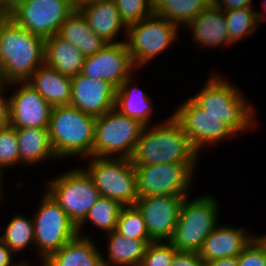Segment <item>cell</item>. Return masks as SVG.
Segmentation results:
<instances>
[{
  "label": "cell",
  "instance_id": "1",
  "mask_svg": "<svg viewBox=\"0 0 266 266\" xmlns=\"http://www.w3.org/2000/svg\"><path fill=\"white\" fill-rule=\"evenodd\" d=\"M145 126L131 158L134 166L186 163L194 172L199 153L192 146L181 124L169 115L166 120Z\"/></svg>",
  "mask_w": 266,
  "mask_h": 266
},
{
  "label": "cell",
  "instance_id": "2",
  "mask_svg": "<svg viewBox=\"0 0 266 266\" xmlns=\"http://www.w3.org/2000/svg\"><path fill=\"white\" fill-rule=\"evenodd\" d=\"M45 64V39L0 13V82H26Z\"/></svg>",
  "mask_w": 266,
  "mask_h": 266
},
{
  "label": "cell",
  "instance_id": "3",
  "mask_svg": "<svg viewBox=\"0 0 266 266\" xmlns=\"http://www.w3.org/2000/svg\"><path fill=\"white\" fill-rule=\"evenodd\" d=\"M212 75L195 95H190L191 98L205 112L218 116L237 135L253 129L257 123V110L245 98L242 90L225 76L217 73Z\"/></svg>",
  "mask_w": 266,
  "mask_h": 266
},
{
  "label": "cell",
  "instance_id": "4",
  "mask_svg": "<svg viewBox=\"0 0 266 266\" xmlns=\"http://www.w3.org/2000/svg\"><path fill=\"white\" fill-rule=\"evenodd\" d=\"M96 117L72 105L53 107L48 131L58 160L92 156Z\"/></svg>",
  "mask_w": 266,
  "mask_h": 266
},
{
  "label": "cell",
  "instance_id": "5",
  "mask_svg": "<svg viewBox=\"0 0 266 266\" xmlns=\"http://www.w3.org/2000/svg\"><path fill=\"white\" fill-rule=\"evenodd\" d=\"M191 196L182 200L178 222L169 241L178 251L198 252L219 223L221 211L216 196L208 193L193 199Z\"/></svg>",
  "mask_w": 266,
  "mask_h": 266
},
{
  "label": "cell",
  "instance_id": "6",
  "mask_svg": "<svg viewBox=\"0 0 266 266\" xmlns=\"http://www.w3.org/2000/svg\"><path fill=\"white\" fill-rule=\"evenodd\" d=\"M85 159L88 164L82 168L91 177L101 196L114 199L122 206L136 204V170L131 159L95 156Z\"/></svg>",
  "mask_w": 266,
  "mask_h": 266
},
{
  "label": "cell",
  "instance_id": "7",
  "mask_svg": "<svg viewBox=\"0 0 266 266\" xmlns=\"http://www.w3.org/2000/svg\"><path fill=\"white\" fill-rule=\"evenodd\" d=\"M180 28L171 21L152 14L127 28L125 43L134 67L144 68L153 59L172 47Z\"/></svg>",
  "mask_w": 266,
  "mask_h": 266
},
{
  "label": "cell",
  "instance_id": "8",
  "mask_svg": "<svg viewBox=\"0 0 266 266\" xmlns=\"http://www.w3.org/2000/svg\"><path fill=\"white\" fill-rule=\"evenodd\" d=\"M144 127L113 107L96 117L92 156L131 159Z\"/></svg>",
  "mask_w": 266,
  "mask_h": 266
},
{
  "label": "cell",
  "instance_id": "9",
  "mask_svg": "<svg viewBox=\"0 0 266 266\" xmlns=\"http://www.w3.org/2000/svg\"><path fill=\"white\" fill-rule=\"evenodd\" d=\"M46 191L62 207L78 227L90 208L101 197L91 177L81 167L75 166L64 174L53 176L46 182Z\"/></svg>",
  "mask_w": 266,
  "mask_h": 266
},
{
  "label": "cell",
  "instance_id": "10",
  "mask_svg": "<svg viewBox=\"0 0 266 266\" xmlns=\"http://www.w3.org/2000/svg\"><path fill=\"white\" fill-rule=\"evenodd\" d=\"M35 213L34 223L35 249L40 261H45L51 254L74 239L77 226L67 216L62 207L44 189ZM40 256V257H39Z\"/></svg>",
  "mask_w": 266,
  "mask_h": 266
},
{
  "label": "cell",
  "instance_id": "11",
  "mask_svg": "<svg viewBox=\"0 0 266 266\" xmlns=\"http://www.w3.org/2000/svg\"><path fill=\"white\" fill-rule=\"evenodd\" d=\"M74 11L73 0H19L5 14L20 27L46 39L58 34Z\"/></svg>",
  "mask_w": 266,
  "mask_h": 266
},
{
  "label": "cell",
  "instance_id": "12",
  "mask_svg": "<svg viewBox=\"0 0 266 266\" xmlns=\"http://www.w3.org/2000/svg\"><path fill=\"white\" fill-rule=\"evenodd\" d=\"M172 115L181 124L192 146L200 155L203 148L238 137L218 116L205 112L191 97L177 105Z\"/></svg>",
  "mask_w": 266,
  "mask_h": 266
},
{
  "label": "cell",
  "instance_id": "13",
  "mask_svg": "<svg viewBox=\"0 0 266 266\" xmlns=\"http://www.w3.org/2000/svg\"><path fill=\"white\" fill-rule=\"evenodd\" d=\"M138 198L152 195L189 196L195 172L186 163L135 166Z\"/></svg>",
  "mask_w": 266,
  "mask_h": 266
},
{
  "label": "cell",
  "instance_id": "14",
  "mask_svg": "<svg viewBox=\"0 0 266 266\" xmlns=\"http://www.w3.org/2000/svg\"><path fill=\"white\" fill-rule=\"evenodd\" d=\"M137 71L124 41L107 43L95 54L85 57L81 74L108 81L117 89Z\"/></svg>",
  "mask_w": 266,
  "mask_h": 266
},
{
  "label": "cell",
  "instance_id": "15",
  "mask_svg": "<svg viewBox=\"0 0 266 266\" xmlns=\"http://www.w3.org/2000/svg\"><path fill=\"white\" fill-rule=\"evenodd\" d=\"M9 125L14 128H48L52 106L27 82H12ZM16 88V90H15Z\"/></svg>",
  "mask_w": 266,
  "mask_h": 266
},
{
  "label": "cell",
  "instance_id": "16",
  "mask_svg": "<svg viewBox=\"0 0 266 266\" xmlns=\"http://www.w3.org/2000/svg\"><path fill=\"white\" fill-rule=\"evenodd\" d=\"M184 197L187 196L152 195L138 198L135 206L142 213L153 242L171 240Z\"/></svg>",
  "mask_w": 266,
  "mask_h": 266
},
{
  "label": "cell",
  "instance_id": "17",
  "mask_svg": "<svg viewBox=\"0 0 266 266\" xmlns=\"http://www.w3.org/2000/svg\"><path fill=\"white\" fill-rule=\"evenodd\" d=\"M70 105L95 117L115 107L116 88L108 81L79 73L71 77Z\"/></svg>",
  "mask_w": 266,
  "mask_h": 266
},
{
  "label": "cell",
  "instance_id": "18",
  "mask_svg": "<svg viewBox=\"0 0 266 266\" xmlns=\"http://www.w3.org/2000/svg\"><path fill=\"white\" fill-rule=\"evenodd\" d=\"M256 236L257 234L251 233L243 226L218 224L203 241L198 254L204 262L238 257Z\"/></svg>",
  "mask_w": 266,
  "mask_h": 266
},
{
  "label": "cell",
  "instance_id": "19",
  "mask_svg": "<svg viewBox=\"0 0 266 266\" xmlns=\"http://www.w3.org/2000/svg\"><path fill=\"white\" fill-rule=\"evenodd\" d=\"M191 32L192 43L202 48L230 46L224 11L212 3L203 9L186 27Z\"/></svg>",
  "mask_w": 266,
  "mask_h": 266
},
{
  "label": "cell",
  "instance_id": "20",
  "mask_svg": "<svg viewBox=\"0 0 266 266\" xmlns=\"http://www.w3.org/2000/svg\"><path fill=\"white\" fill-rule=\"evenodd\" d=\"M79 11L86 19L90 28L107 43L124 42L127 35V26L121 20L114 0H104L89 4ZM124 32V40H117L118 34Z\"/></svg>",
  "mask_w": 266,
  "mask_h": 266
},
{
  "label": "cell",
  "instance_id": "21",
  "mask_svg": "<svg viewBox=\"0 0 266 266\" xmlns=\"http://www.w3.org/2000/svg\"><path fill=\"white\" fill-rule=\"evenodd\" d=\"M97 246L90 235H77L51 254L41 266H103L102 252Z\"/></svg>",
  "mask_w": 266,
  "mask_h": 266
},
{
  "label": "cell",
  "instance_id": "22",
  "mask_svg": "<svg viewBox=\"0 0 266 266\" xmlns=\"http://www.w3.org/2000/svg\"><path fill=\"white\" fill-rule=\"evenodd\" d=\"M135 73L127 78L117 89L115 108L126 116L138 120L144 126H151L155 113L151 96L134 83Z\"/></svg>",
  "mask_w": 266,
  "mask_h": 266
},
{
  "label": "cell",
  "instance_id": "23",
  "mask_svg": "<svg viewBox=\"0 0 266 266\" xmlns=\"http://www.w3.org/2000/svg\"><path fill=\"white\" fill-rule=\"evenodd\" d=\"M26 82L52 107L70 105L71 77L59 73L56 69L43 64Z\"/></svg>",
  "mask_w": 266,
  "mask_h": 266
},
{
  "label": "cell",
  "instance_id": "24",
  "mask_svg": "<svg viewBox=\"0 0 266 266\" xmlns=\"http://www.w3.org/2000/svg\"><path fill=\"white\" fill-rule=\"evenodd\" d=\"M19 164L38 165L58 159L54 153L48 128H16Z\"/></svg>",
  "mask_w": 266,
  "mask_h": 266
},
{
  "label": "cell",
  "instance_id": "25",
  "mask_svg": "<svg viewBox=\"0 0 266 266\" xmlns=\"http://www.w3.org/2000/svg\"><path fill=\"white\" fill-rule=\"evenodd\" d=\"M104 237L107 241V254L102 251L103 266H140L148 244L153 242L130 239L115 230Z\"/></svg>",
  "mask_w": 266,
  "mask_h": 266
},
{
  "label": "cell",
  "instance_id": "26",
  "mask_svg": "<svg viewBox=\"0 0 266 266\" xmlns=\"http://www.w3.org/2000/svg\"><path fill=\"white\" fill-rule=\"evenodd\" d=\"M85 56L57 34L45 39V64L59 73L74 77L81 73Z\"/></svg>",
  "mask_w": 266,
  "mask_h": 266
},
{
  "label": "cell",
  "instance_id": "27",
  "mask_svg": "<svg viewBox=\"0 0 266 266\" xmlns=\"http://www.w3.org/2000/svg\"><path fill=\"white\" fill-rule=\"evenodd\" d=\"M78 48L85 57L91 56L107 45L88 25L79 10H75L61 25L57 34Z\"/></svg>",
  "mask_w": 266,
  "mask_h": 266
},
{
  "label": "cell",
  "instance_id": "28",
  "mask_svg": "<svg viewBox=\"0 0 266 266\" xmlns=\"http://www.w3.org/2000/svg\"><path fill=\"white\" fill-rule=\"evenodd\" d=\"M213 0H153V14L186 27Z\"/></svg>",
  "mask_w": 266,
  "mask_h": 266
},
{
  "label": "cell",
  "instance_id": "29",
  "mask_svg": "<svg viewBox=\"0 0 266 266\" xmlns=\"http://www.w3.org/2000/svg\"><path fill=\"white\" fill-rule=\"evenodd\" d=\"M0 240L16 255L22 253L25 248L35 249L34 223L32 216L26 217L17 213L5 224ZM30 246V247H29Z\"/></svg>",
  "mask_w": 266,
  "mask_h": 266
},
{
  "label": "cell",
  "instance_id": "30",
  "mask_svg": "<svg viewBox=\"0 0 266 266\" xmlns=\"http://www.w3.org/2000/svg\"><path fill=\"white\" fill-rule=\"evenodd\" d=\"M122 207L118 201L101 196L90 208L84 221L77 227L78 235H84V226L85 224L87 226L88 222L98 230L100 229L99 231L102 230L104 235L114 231Z\"/></svg>",
  "mask_w": 266,
  "mask_h": 266
},
{
  "label": "cell",
  "instance_id": "31",
  "mask_svg": "<svg viewBox=\"0 0 266 266\" xmlns=\"http://www.w3.org/2000/svg\"><path fill=\"white\" fill-rule=\"evenodd\" d=\"M255 9L257 8L246 7L224 11L231 46L256 34L261 23Z\"/></svg>",
  "mask_w": 266,
  "mask_h": 266
},
{
  "label": "cell",
  "instance_id": "32",
  "mask_svg": "<svg viewBox=\"0 0 266 266\" xmlns=\"http://www.w3.org/2000/svg\"><path fill=\"white\" fill-rule=\"evenodd\" d=\"M116 232L130 239L152 241L149 237L142 213L134 206H123L116 224Z\"/></svg>",
  "mask_w": 266,
  "mask_h": 266
},
{
  "label": "cell",
  "instance_id": "33",
  "mask_svg": "<svg viewBox=\"0 0 266 266\" xmlns=\"http://www.w3.org/2000/svg\"><path fill=\"white\" fill-rule=\"evenodd\" d=\"M19 165V145L16 128L0 127V168L5 171Z\"/></svg>",
  "mask_w": 266,
  "mask_h": 266
},
{
  "label": "cell",
  "instance_id": "34",
  "mask_svg": "<svg viewBox=\"0 0 266 266\" xmlns=\"http://www.w3.org/2000/svg\"><path fill=\"white\" fill-rule=\"evenodd\" d=\"M121 20L128 27L153 14V0H114Z\"/></svg>",
  "mask_w": 266,
  "mask_h": 266
},
{
  "label": "cell",
  "instance_id": "35",
  "mask_svg": "<svg viewBox=\"0 0 266 266\" xmlns=\"http://www.w3.org/2000/svg\"><path fill=\"white\" fill-rule=\"evenodd\" d=\"M177 251L169 241L151 242L147 246L140 266H171Z\"/></svg>",
  "mask_w": 266,
  "mask_h": 266
},
{
  "label": "cell",
  "instance_id": "36",
  "mask_svg": "<svg viewBox=\"0 0 266 266\" xmlns=\"http://www.w3.org/2000/svg\"><path fill=\"white\" fill-rule=\"evenodd\" d=\"M238 266H266V245L256 236L237 257Z\"/></svg>",
  "mask_w": 266,
  "mask_h": 266
},
{
  "label": "cell",
  "instance_id": "37",
  "mask_svg": "<svg viewBox=\"0 0 266 266\" xmlns=\"http://www.w3.org/2000/svg\"><path fill=\"white\" fill-rule=\"evenodd\" d=\"M171 266H205L204 260L198 252L177 251L173 257Z\"/></svg>",
  "mask_w": 266,
  "mask_h": 266
},
{
  "label": "cell",
  "instance_id": "38",
  "mask_svg": "<svg viewBox=\"0 0 266 266\" xmlns=\"http://www.w3.org/2000/svg\"><path fill=\"white\" fill-rule=\"evenodd\" d=\"M16 255L0 240V266H30L31 261L26 260L15 261ZM15 262H14V261Z\"/></svg>",
  "mask_w": 266,
  "mask_h": 266
},
{
  "label": "cell",
  "instance_id": "39",
  "mask_svg": "<svg viewBox=\"0 0 266 266\" xmlns=\"http://www.w3.org/2000/svg\"><path fill=\"white\" fill-rule=\"evenodd\" d=\"M5 89H8V84L0 82V127L9 125L10 105L9 97L3 94Z\"/></svg>",
  "mask_w": 266,
  "mask_h": 266
},
{
  "label": "cell",
  "instance_id": "40",
  "mask_svg": "<svg viewBox=\"0 0 266 266\" xmlns=\"http://www.w3.org/2000/svg\"><path fill=\"white\" fill-rule=\"evenodd\" d=\"M213 3L223 11L255 6L253 0H213Z\"/></svg>",
  "mask_w": 266,
  "mask_h": 266
},
{
  "label": "cell",
  "instance_id": "41",
  "mask_svg": "<svg viewBox=\"0 0 266 266\" xmlns=\"http://www.w3.org/2000/svg\"><path fill=\"white\" fill-rule=\"evenodd\" d=\"M205 266H238L237 257H226L205 262Z\"/></svg>",
  "mask_w": 266,
  "mask_h": 266
},
{
  "label": "cell",
  "instance_id": "42",
  "mask_svg": "<svg viewBox=\"0 0 266 266\" xmlns=\"http://www.w3.org/2000/svg\"><path fill=\"white\" fill-rule=\"evenodd\" d=\"M104 0H73L75 10H79L89 4L97 3Z\"/></svg>",
  "mask_w": 266,
  "mask_h": 266
},
{
  "label": "cell",
  "instance_id": "43",
  "mask_svg": "<svg viewBox=\"0 0 266 266\" xmlns=\"http://www.w3.org/2000/svg\"><path fill=\"white\" fill-rule=\"evenodd\" d=\"M19 0H0V13H6Z\"/></svg>",
  "mask_w": 266,
  "mask_h": 266
},
{
  "label": "cell",
  "instance_id": "44",
  "mask_svg": "<svg viewBox=\"0 0 266 266\" xmlns=\"http://www.w3.org/2000/svg\"><path fill=\"white\" fill-rule=\"evenodd\" d=\"M261 7L263 8L264 12H262L261 10L259 11V8H258V10H256V12H257L258 20L262 24V22L266 21V1L265 0L263 1Z\"/></svg>",
  "mask_w": 266,
  "mask_h": 266
},
{
  "label": "cell",
  "instance_id": "45",
  "mask_svg": "<svg viewBox=\"0 0 266 266\" xmlns=\"http://www.w3.org/2000/svg\"><path fill=\"white\" fill-rule=\"evenodd\" d=\"M3 174H6L4 173V171L0 168V204H1V201L4 202V195L6 196L7 194L4 193V182H3V179H4V176ZM4 194V195H3Z\"/></svg>",
  "mask_w": 266,
  "mask_h": 266
},
{
  "label": "cell",
  "instance_id": "46",
  "mask_svg": "<svg viewBox=\"0 0 266 266\" xmlns=\"http://www.w3.org/2000/svg\"><path fill=\"white\" fill-rule=\"evenodd\" d=\"M263 242H264V244L266 245V233L265 234H263V235H257Z\"/></svg>",
  "mask_w": 266,
  "mask_h": 266
}]
</instances>
